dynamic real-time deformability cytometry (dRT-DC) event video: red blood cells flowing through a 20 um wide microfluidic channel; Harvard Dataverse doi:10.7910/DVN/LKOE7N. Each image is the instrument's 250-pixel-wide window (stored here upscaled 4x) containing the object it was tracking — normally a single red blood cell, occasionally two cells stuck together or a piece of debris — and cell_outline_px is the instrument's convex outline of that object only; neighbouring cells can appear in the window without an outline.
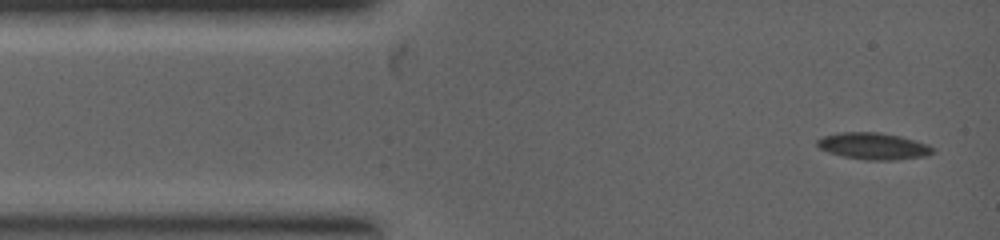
{"species": "common noctule bat (a hibernating species)", "species_latin": "Nyctalus noctula", "temperature_condition": "warm", "stored_images_in_passage": 7, "camera_frame_rate_fps": 5000, "um_per_image_px": 0.085, "animal": {"sex": "female", "body_mass_g": 19.0, "forearm_length_mm": 53.3}, "frame": {"image": 1, "passage_image": 1, "time_ms": 0.0, "image_size_px": [1000, 240], "cell_outline_px": [[936, 152], [924, 156], [896, 160], [864, 160], [844, 156], [828, 152], [820, 148], [816, 144], [816, 140], [820, 136], [836, 132], [880, 132], [900, 136], [916, 140], [928, 144], [936, 148]], "centroid_in_image_um": [74.24, 12.41], "position_along_channel_um": 10.8, "area_um2": 18.32}}
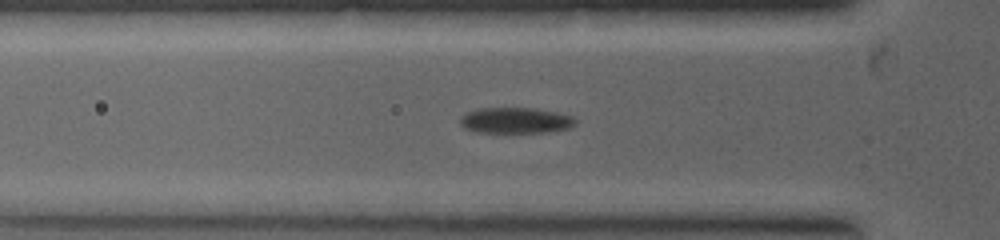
{"frame": {"image": 2, "passage_image": 5, "time_ms": 2.0, "image_size_px": [1000, 240], "cell_outline_px": [[580, 120], [576, 124], [568, 128], [544, 132], [476, 132], [464, 128], [460, 124], [460, 116], [468, 112], [480, 108], [536, 108], [556, 112], [572, 116]], "centroid_in_image_um": [43.84, 10.23], "position_along_channel_um": 82.0, "area_um2": 17.4}}